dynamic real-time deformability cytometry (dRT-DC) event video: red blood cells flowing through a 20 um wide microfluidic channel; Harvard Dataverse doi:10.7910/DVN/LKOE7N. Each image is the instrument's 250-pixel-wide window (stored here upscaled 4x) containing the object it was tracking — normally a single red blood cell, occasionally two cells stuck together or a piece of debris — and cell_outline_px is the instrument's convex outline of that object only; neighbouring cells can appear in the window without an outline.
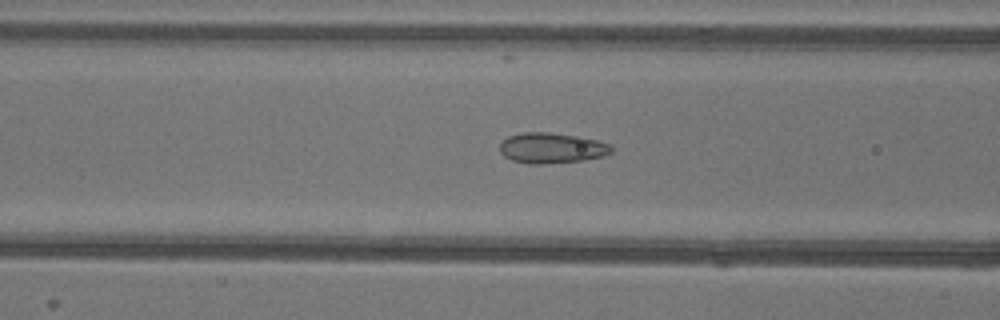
{"species": "common noctule bat (a hibernating species)", "species_latin": "Nyctalus noctula", "temperature_condition": "warm", "stored_images_in_passage": 42, "camera_frame_rate_fps": 3000, "um_per_image_px": 0.085, "animal": {"sex": "female"}, "frame": {"image": 1, "passage_image": 10, "time_ms": 3.0, "image_size_px": [1000, 320], "cell_outline_px": [[612, 152], [604, 156], [584, 160], [544, 164], [528, 164], [512, 160], [504, 156], [500, 152], [500, 144], [508, 136], [524, 132], [548, 132], [576, 136], [596, 140], [612, 144]], "centroid_in_image_um": [46.9, 12.59], "position_along_channel_um": 119.7, "area_um2": 19.88}}
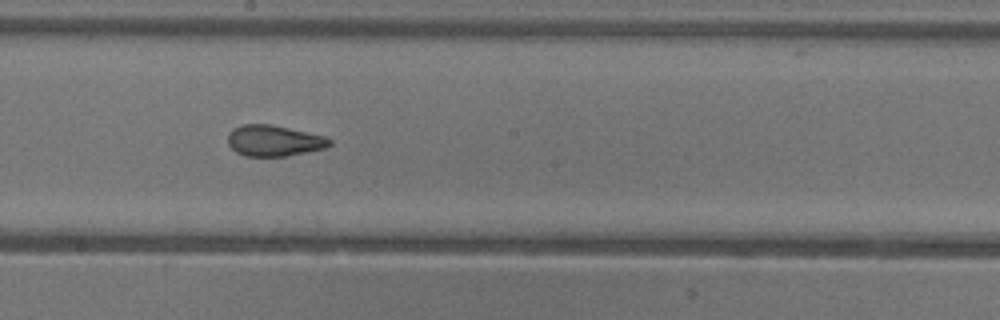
{"frame": {"image": 2, "passage_image": 18, "time_ms": 5.667, "image_size_px": [1000, 320], "cell_outline_px": [[332, 144], [324, 148], [284, 156], [244, 156], [236, 152], [228, 144], [228, 132], [232, 128], [244, 124], [272, 124], [324, 136], [332, 140]], "centroid_in_image_um": [23.25, 11.95], "position_along_channel_um": 225.0, "area_um2": 18.32}}
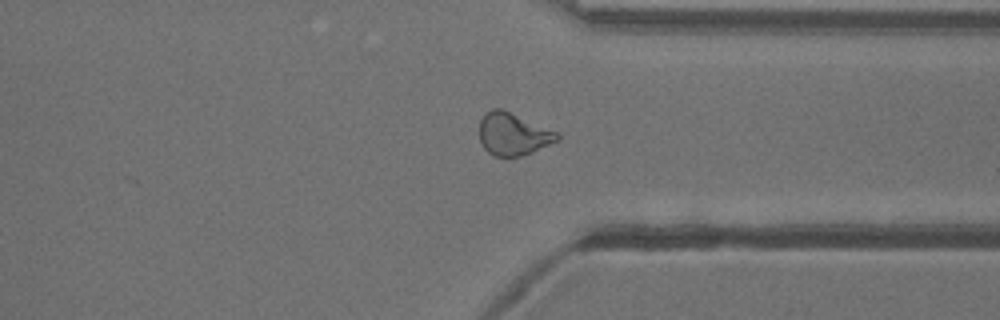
{"frame": {"image": 3, "passage_image": 29, "time_ms": 9.333, "image_size_px": [1000, 320], "cell_outline_px": [[560, 140], [532, 152], [520, 156], [492, 156], [480, 144], [480, 120], [484, 112], [492, 108], [500, 108], [560, 132]], "centroid_in_image_um": [43.62, 11.39], "position_along_channel_um": 367.8, "area_um2": 19.48}, "authors_computed_cell_mechanics": {"area_um2": 19.4497, "velocity_mm_per_s": 3.9422, "shape_relaxation_time_tau1_ms": null, "shape_relaxation_time_tau2_ms": 1.1748, "deformation_change_tau1": null, "deformation_change_tau2": 0.0645}}